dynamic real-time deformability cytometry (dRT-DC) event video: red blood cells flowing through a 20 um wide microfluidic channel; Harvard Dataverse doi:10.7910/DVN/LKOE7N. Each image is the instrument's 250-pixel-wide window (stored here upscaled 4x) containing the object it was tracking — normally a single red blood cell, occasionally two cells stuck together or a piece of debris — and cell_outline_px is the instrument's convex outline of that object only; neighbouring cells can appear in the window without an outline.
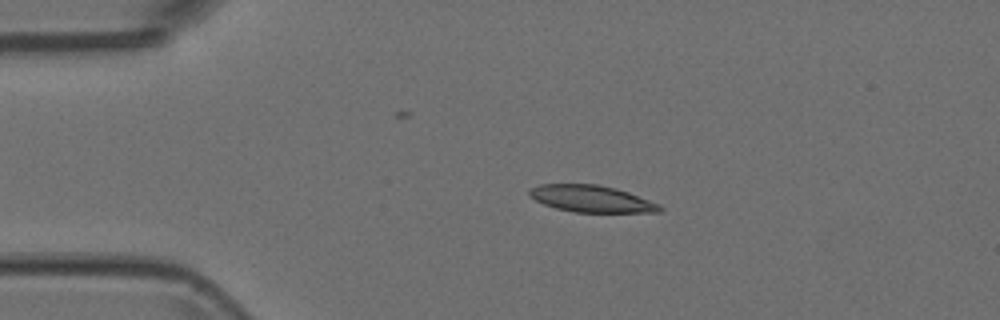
{"species": "Egyptian fruit bat (a non-hibernating species)", "species_latin": "Rousettus aegyptiacus", "temperature_condition": "room temperature", "stored_images_in_passage": 5, "camera_frame_rate_fps": 3000, "um_per_image_px": 0.085, "animal": {"sex": "female"}, "frame": {"image": 1, "passage_image": 3, "time_ms": 0.667, "image_size_px": [1000, 320], "cell_outline_px": [[664, 208], [660, 212], [576, 212], [556, 208], [544, 204], [536, 200], [528, 192], [532, 188], [540, 184], [596, 184], [616, 188], [628, 192], [660, 204]], "centroid_in_image_um": [50.32, 16.89], "position_along_channel_um": 34.7, "area_um2": 20.17}}
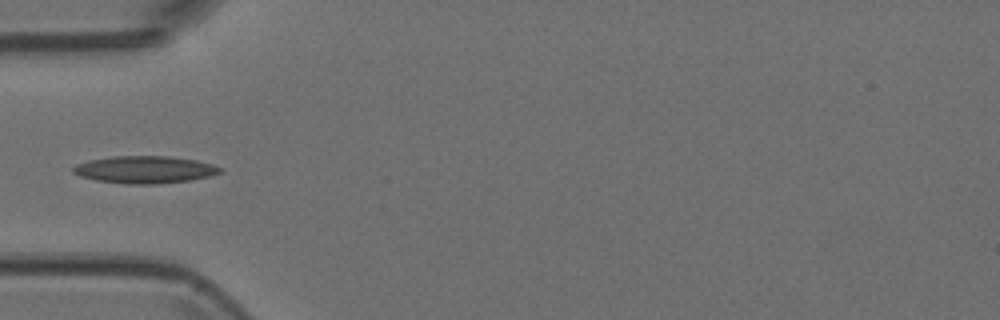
{"frame": {"image": 2, "passage_image": 5, "time_ms": 1.333, "image_size_px": [1000, 320], "cell_outline_px": [[224, 168], [220, 172], [208, 176], [188, 180], [156, 184], [124, 184], [96, 180], [80, 176], [72, 172], [72, 168], [76, 164], [88, 160], [112, 156], [168, 156], [196, 160], [212, 164]], "centroid_in_image_um": [12.27, 14.41], "position_along_channel_um": 72.7, "area_um2": 23.35}}